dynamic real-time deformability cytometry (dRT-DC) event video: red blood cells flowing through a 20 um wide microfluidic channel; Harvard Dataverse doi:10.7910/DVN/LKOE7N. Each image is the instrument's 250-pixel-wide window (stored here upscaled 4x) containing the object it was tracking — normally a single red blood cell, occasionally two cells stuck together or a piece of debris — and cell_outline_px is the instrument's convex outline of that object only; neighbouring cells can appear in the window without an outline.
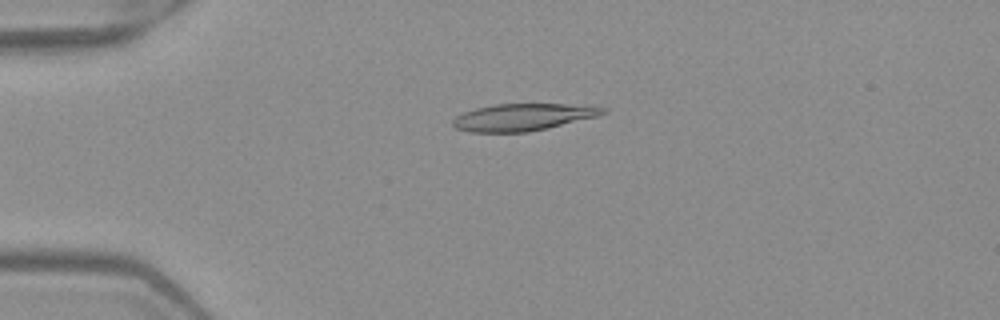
{"species": "Egyptian fruit bat (a non-hibernating species)", "species_latin": "Rousettus aegyptiacus", "temperature_condition": "warm", "stored_images_in_passage": 8, "camera_frame_rate_fps": 3000, "um_per_image_px": 0.085, "frame": {"image": 1, "passage_image": 4, "time_ms": 1.0, "image_size_px": [1000, 320], "cell_outline_px": [[608, 112], [596, 116], [548, 128], [528, 132], [468, 132], [456, 128], [452, 124], [452, 120], [456, 116], [464, 112], [476, 108], [492, 104], [592, 104], [608, 108]], "centroid_in_image_um": [44.5, 9.94], "position_along_channel_um": 40.5, "area_um2": 23.93}}
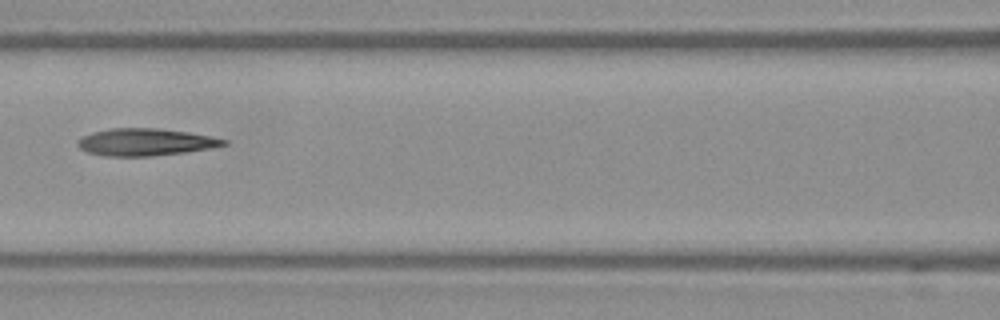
{"frame": {"image": 2, "passage_image": 7, "time_ms": 2.0, "image_size_px": [1000, 320], "cell_outline_px": [[228, 144], [212, 148], [184, 152], [152, 156], [108, 156], [88, 152], [80, 148], [76, 144], [76, 140], [92, 132], [112, 128], [156, 128], [188, 132], [212, 136], [228, 140]], "centroid_in_image_um": [12.38, 12.07], "position_along_channel_um": 154.2, "area_um2": 23.12}}
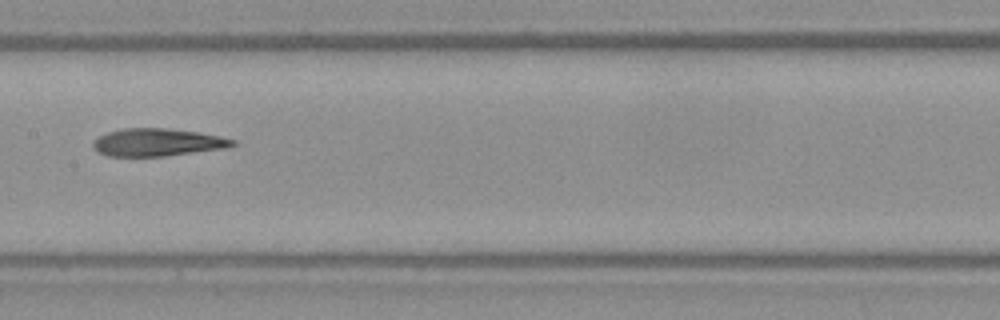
{"frame": {"image": 3, "passage_image": 8, "time_ms": 2.333, "image_size_px": [1000, 320], "cell_outline_px": [[236, 144], [228, 148], [164, 156], [108, 156], [96, 152], [92, 148], [92, 144], [100, 136], [108, 132], [124, 128], [168, 128], [200, 132], [220, 136], [236, 140]], "centroid_in_image_um": [13.41, 12.1], "position_along_channel_um": 194.0, "area_um2": 22.6}}